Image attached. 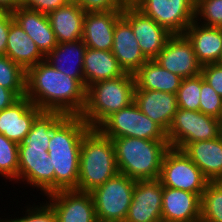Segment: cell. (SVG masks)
Here are the masks:
<instances>
[{
  "label": "cell",
  "instance_id": "obj_39",
  "mask_svg": "<svg viewBox=\"0 0 222 222\" xmlns=\"http://www.w3.org/2000/svg\"><path fill=\"white\" fill-rule=\"evenodd\" d=\"M72 0H21L20 6L48 14L60 7L68 5Z\"/></svg>",
  "mask_w": 222,
  "mask_h": 222
},
{
  "label": "cell",
  "instance_id": "obj_36",
  "mask_svg": "<svg viewBox=\"0 0 222 222\" xmlns=\"http://www.w3.org/2000/svg\"><path fill=\"white\" fill-rule=\"evenodd\" d=\"M25 215L18 219H8L9 222H57L56 215L52 207L46 202L40 203V206L35 205L25 209Z\"/></svg>",
  "mask_w": 222,
  "mask_h": 222
},
{
  "label": "cell",
  "instance_id": "obj_28",
  "mask_svg": "<svg viewBox=\"0 0 222 222\" xmlns=\"http://www.w3.org/2000/svg\"><path fill=\"white\" fill-rule=\"evenodd\" d=\"M135 87L140 90L176 94L183 78L162 68L155 59L147 60L134 74Z\"/></svg>",
  "mask_w": 222,
  "mask_h": 222
},
{
  "label": "cell",
  "instance_id": "obj_12",
  "mask_svg": "<svg viewBox=\"0 0 222 222\" xmlns=\"http://www.w3.org/2000/svg\"><path fill=\"white\" fill-rule=\"evenodd\" d=\"M122 16L130 23L143 55L148 60L155 59L172 33L143 14L130 1L124 4Z\"/></svg>",
  "mask_w": 222,
  "mask_h": 222
},
{
  "label": "cell",
  "instance_id": "obj_38",
  "mask_svg": "<svg viewBox=\"0 0 222 222\" xmlns=\"http://www.w3.org/2000/svg\"><path fill=\"white\" fill-rule=\"evenodd\" d=\"M203 79L222 97V65L218 63L202 66Z\"/></svg>",
  "mask_w": 222,
  "mask_h": 222
},
{
  "label": "cell",
  "instance_id": "obj_4",
  "mask_svg": "<svg viewBox=\"0 0 222 222\" xmlns=\"http://www.w3.org/2000/svg\"><path fill=\"white\" fill-rule=\"evenodd\" d=\"M115 147L118 172L136 180L159 179L167 140L133 137L110 138Z\"/></svg>",
  "mask_w": 222,
  "mask_h": 222
},
{
  "label": "cell",
  "instance_id": "obj_9",
  "mask_svg": "<svg viewBox=\"0 0 222 222\" xmlns=\"http://www.w3.org/2000/svg\"><path fill=\"white\" fill-rule=\"evenodd\" d=\"M159 180L163 187L196 193L200 198L209 182L183 150L171 147L162 159Z\"/></svg>",
  "mask_w": 222,
  "mask_h": 222
},
{
  "label": "cell",
  "instance_id": "obj_8",
  "mask_svg": "<svg viewBox=\"0 0 222 222\" xmlns=\"http://www.w3.org/2000/svg\"><path fill=\"white\" fill-rule=\"evenodd\" d=\"M97 129L109 138L167 140L166 132L133 102L108 116Z\"/></svg>",
  "mask_w": 222,
  "mask_h": 222
},
{
  "label": "cell",
  "instance_id": "obj_3",
  "mask_svg": "<svg viewBox=\"0 0 222 222\" xmlns=\"http://www.w3.org/2000/svg\"><path fill=\"white\" fill-rule=\"evenodd\" d=\"M117 173L112 139L103 135L97 128H90L81 141L77 190L91 192Z\"/></svg>",
  "mask_w": 222,
  "mask_h": 222
},
{
  "label": "cell",
  "instance_id": "obj_32",
  "mask_svg": "<svg viewBox=\"0 0 222 222\" xmlns=\"http://www.w3.org/2000/svg\"><path fill=\"white\" fill-rule=\"evenodd\" d=\"M18 143L0 134V175L18 182Z\"/></svg>",
  "mask_w": 222,
  "mask_h": 222
},
{
  "label": "cell",
  "instance_id": "obj_1",
  "mask_svg": "<svg viewBox=\"0 0 222 222\" xmlns=\"http://www.w3.org/2000/svg\"><path fill=\"white\" fill-rule=\"evenodd\" d=\"M86 88L45 60L26 71V97L42 111L80 116L86 105Z\"/></svg>",
  "mask_w": 222,
  "mask_h": 222
},
{
  "label": "cell",
  "instance_id": "obj_43",
  "mask_svg": "<svg viewBox=\"0 0 222 222\" xmlns=\"http://www.w3.org/2000/svg\"><path fill=\"white\" fill-rule=\"evenodd\" d=\"M218 64L222 65V52H221V56H220V59L218 61Z\"/></svg>",
  "mask_w": 222,
  "mask_h": 222
},
{
  "label": "cell",
  "instance_id": "obj_14",
  "mask_svg": "<svg viewBox=\"0 0 222 222\" xmlns=\"http://www.w3.org/2000/svg\"><path fill=\"white\" fill-rule=\"evenodd\" d=\"M163 186L159 179L137 180L124 222L162 221Z\"/></svg>",
  "mask_w": 222,
  "mask_h": 222
},
{
  "label": "cell",
  "instance_id": "obj_37",
  "mask_svg": "<svg viewBox=\"0 0 222 222\" xmlns=\"http://www.w3.org/2000/svg\"><path fill=\"white\" fill-rule=\"evenodd\" d=\"M85 12H106L111 10H123L127 0H72Z\"/></svg>",
  "mask_w": 222,
  "mask_h": 222
},
{
  "label": "cell",
  "instance_id": "obj_22",
  "mask_svg": "<svg viewBox=\"0 0 222 222\" xmlns=\"http://www.w3.org/2000/svg\"><path fill=\"white\" fill-rule=\"evenodd\" d=\"M184 34L202 66L218 63L222 52V27L204 26L194 20Z\"/></svg>",
  "mask_w": 222,
  "mask_h": 222
},
{
  "label": "cell",
  "instance_id": "obj_41",
  "mask_svg": "<svg viewBox=\"0 0 222 222\" xmlns=\"http://www.w3.org/2000/svg\"><path fill=\"white\" fill-rule=\"evenodd\" d=\"M18 99L11 90L0 86V111L11 106Z\"/></svg>",
  "mask_w": 222,
  "mask_h": 222
},
{
  "label": "cell",
  "instance_id": "obj_40",
  "mask_svg": "<svg viewBox=\"0 0 222 222\" xmlns=\"http://www.w3.org/2000/svg\"><path fill=\"white\" fill-rule=\"evenodd\" d=\"M14 20L10 11L0 9V54L5 55L10 23Z\"/></svg>",
  "mask_w": 222,
  "mask_h": 222
},
{
  "label": "cell",
  "instance_id": "obj_18",
  "mask_svg": "<svg viewBox=\"0 0 222 222\" xmlns=\"http://www.w3.org/2000/svg\"><path fill=\"white\" fill-rule=\"evenodd\" d=\"M111 51L125 73L134 74L148 60L140 49L130 23L123 16L116 21Z\"/></svg>",
  "mask_w": 222,
  "mask_h": 222
},
{
  "label": "cell",
  "instance_id": "obj_2",
  "mask_svg": "<svg viewBox=\"0 0 222 222\" xmlns=\"http://www.w3.org/2000/svg\"><path fill=\"white\" fill-rule=\"evenodd\" d=\"M89 129L81 116L67 115L53 127L47 149L54 169V192L77 190L81 141Z\"/></svg>",
  "mask_w": 222,
  "mask_h": 222
},
{
  "label": "cell",
  "instance_id": "obj_10",
  "mask_svg": "<svg viewBox=\"0 0 222 222\" xmlns=\"http://www.w3.org/2000/svg\"><path fill=\"white\" fill-rule=\"evenodd\" d=\"M130 2L172 34H184L195 20V0H130Z\"/></svg>",
  "mask_w": 222,
  "mask_h": 222
},
{
  "label": "cell",
  "instance_id": "obj_34",
  "mask_svg": "<svg viewBox=\"0 0 222 222\" xmlns=\"http://www.w3.org/2000/svg\"><path fill=\"white\" fill-rule=\"evenodd\" d=\"M195 21L204 26L222 27V0H195Z\"/></svg>",
  "mask_w": 222,
  "mask_h": 222
},
{
  "label": "cell",
  "instance_id": "obj_24",
  "mask_svg": "<svg viewBox=\"0 0 222 222\" xmlns=\"http://www.w3.org/2000/svg\"><path fill=\"white\" fill-rule=\"evenodd\" d=\"M86 48L82 39L59 43L45 56V61L84 86L83 60Z\"/></svg>",
  "mask_w": 222,
  "mask_h": 222
},
{
  "label": "cell",
  "instance_id": "obj_30",
  "mask_svg": "<svg viewBox=\"0 0 222 222\" xmlns=\"http://www.w3.org/2000/svg\"><path fill=\"white\" fill-rule=\"evenodd\" d=\"M200 220L222 222V184L209 181L201 195Z\"/></svg>",
  "mask_w": 222,
  "mask_h": 222
},
{
  "label": "cell",
  "instance_id": "obj_19",
  "mask_svg": "<svg viewBox=\"0 0 222 222\" xmlns=\"http://www.w3.org/2000/svg\"><path fill=\"white\" fill-rule=\"evenodd\" d=\"M134 103L165 132L178 110L176 94L164 91L140 90L135 87Z\"/></svg>",
  "mask_w": 222,
  "mask_h": 222
},
{
  "label": "cell",
  "instance_id": "obj_42",
  "mask_svg": "<svg viewBox=\"0 0 222 222\" xmlns=\"http://www.w3.org/2000/svg\"><path fill=\"white\" fill-rule=\"evenodd\" d=\"M21 0H0V9L12 12L20 7Z\"/></svg>",
  "mask_w": 222,
  "mask_h": 222
},
{
  "label": "cell",
  "instance_id": "obj_23",
  "mask_svg": "<svg viewBox=\"0 0 222 222\" xmlns=\"http://www.w3.org/2000/svg\"><path fill=\"white\" fill-rule=\"evenodd\" d=\"M183 151L209 181L222 178V134L212 140L189 143Z\"/></svg>",
  "mask_w": 222,
  "mask_h": 222
},
{
  "label": "cell",
  "instance_id": "obj_13",
  "mask_svg": "<svg viewBox=\"0 0 222 222\" xmlns=\"http://www.w3.org/2000/svg\"><path fill=\"white\" fill-rule=\"evenodd\" d=\"M155 60L162 68L183 79L197 76L202 71L191 41L185 34H172Z\"/></svg>",
  "mask_w": 222,
  "mask_h": 222
},
{
  "label": "cell",
  "instance_id": "obj_20",
  "mask_svg": "<svg viewBox=\"0 0 222 222\" xmlns=\"http://www.w3.org/2000/svg\"><path fill=\"white\" fill-rule=\"evenodd\" d=\"M200 201L196 193L163 187L162 221L199 222Z\"/></svg>",
  "mask_w": 222,
  "mask_h": 222
},
{
  "label": "cell",
  "instance_id": "obj_25",
  "mask_svg": "<svg viewBox=\"0 0 222 222\" xmlns=\"http://www.w3.org/2000/svg\"><path fill=\"white\" fill-rule=\"evenodd\" d=\"M85 11L74 1L47 14L59 43L82 39Z\"/></svg>",
  "mask_w": 222,
  "mask_h": 222
},
{
  "label": "cell",
  "instance_id": "obj_7",
  "mask_svg": "<svg viewBox=\"0 0 222 222\" xmlns=\"http://www.w3.org/2000/svg\"><path fill=\"white\" fill-rule=\"evenodd\" d=\"M222 134L220 119L200 111L178 108L166 132L171 148L183 150L189 143L212 140Z\"/></svg>",
  "mask_w": 222,
  "mask_h": 222
},
{
  "label": "cell",
  "instance_id": "obj_5",
  "mask_svg": "<svg viewBox=\"0 0 222 222\" xmlns=\"http://www.w3.org/2000/svg\"><path fill=\"white\" fill-rule=\"evenodd\" d=\"M133 74L98 81L86 90V105L80 115L90 128H97L108 116L134 102Z\"/></svg>",
  "mask_w": 222,
  "mask_h": 222
},
{
  "label": "cell",
  "instance_id": "obj_35",
  "mask_svg": "<svg viewBox=\"0 0 222 222\" xmlns=\"http://www.w3.org/2000/svg\"><path fill=\"white\" fill-rule=\"evenodd\" d=\"M199 111L221 119L222 115V97L203 79L201 75V91Z\"/></svg>",
  "mask_w": 222,
  "mask_h": 222
},
{
  "label": "cell",
  "instance_id": "obj_44",
  "mask_svg": "<svg viewBox=\"0 0 222 222\" xmlns=\"http://www.w3.org/2000/svg\"><path fill=\"white\" fill-rule=\"evenodd\" d=\"M0 222H9V220L7 218H5V220L0 218Z\"/></svg>",
  "mask_w": 222,
  "mask_h": 222
},
{
  "label": "cell",
  "instance_id": "obj_15",
  "mask_svg": "<svg viewBox=\"0 0 222 222\" xmlns=\"http://www.w3.org/2000/svg\"><path fill=\"white\" fill-rule=\"evenodd\" d=\"M57 222H98L90 192L61 190L47 195Z\"/></svg>",
  "mask_w": 222,
  "mask_h": 222
},
{
  "label": "cell",
  "instance_id": "obj_31",
  "mask_svg": "<svg viewBox=\"0 0 222 222\" xmlns=\"http://www.w3.org/2000/svg\"><path fill=\"white\" fill-rule=\"evenodd\" d=\"M0 86L11 90L18 98L26 95V71L10 58H0Z\"/></svg>",
  "mask_w": 222,
  "mask_h": 222
},
{
  "label": "cell",
  "instance_id": "obj_11",
  "mask_svg": "<svg viewBox=\"0 0 222 222\" xmlns=\"http://www.w3.org/2000/svg\"><path fill=\"white\" fill-rule=\"evenodd\" d=\"M47 148L18 146V180L27 181L33 188L39 189L43 196L54 193V169Z\"/></svg>",
  "mask_w": 222,
  "mask_h": 222
},
{
  "label": "cell",
  "instance_id": "obj_26",
  "mask_svg": "<svg viewBox=\"0 0 222 222\" xmlns=\"http://www.w3.org/2000/svg\"><path fill=\"white\" fill-rule=\"evenodd\" d=\"M112 51L86 48L83 60L84 87L124 75Z\"/></svg>",
  "mask_w": 222,
  "mask_h": 222
},
{
  "label": "cell",
  "instance_id": "obj_16",
  "mask_svg": "<svg viewBox=\"0 0 222 222\" xmlns=\"http://www.w3.org/2000/svg\"><path fill=\"white\" fill-rule=\"evenodd\" d=\"M41 112L26 96L19 98L0 111V134L18 144L22 143Z\"/></svg>",
  "mask_w": 222,
  "mask_h": 222
},
{
  "label": "cell",
  "instance_id": "obj_6",
  "mask_svg": "<svg viewBox=\"0 0 222 222\" xmlns=\"http://www.w3.org/2000/svg\"><path fill=\"white\" fill-rule=\"evenodd\" d=\"M136 181L118 172L90 192L98 222L125 221Z\"/></svg>",
  "mask_w": 222,
  "mask_h": 222
},
{
  "label": "cell",
  "instance_id": "obj_33",
  "mask_svg": "<svg viewBox=\"0 0 222 222\" xmlns=\"http://www.w3.org/2000/svg\"><path fill=\"white\" fill-rule=\"evenodd\" d=\"M201 91V74L182 80L176 97L178 108L199 111Z\"/></svg>",
  "mask_w": 222,
  "mask_h": 222
},
{
  "label": "cell",
  "instance_id": "obj_17",
  "mask_svg": "<svg viewBox=\"0 0 222 222\" xmlns=\"http://www.w3.org/2000/svg\"><path fill=\"white\" fill-rule=\"evenodd\" d=\"M122 10L86 12L83 19L82 40L87 48L111 51L116 21Z\"/></svg>",
  "mask_w": 222,
  "mask_h": 222
},
{
  "label": "cell",
  "instance_id": "obj_29",
  "mask_svg": "<svg viewBox=\"0 0 222 222\" xmlns=\"http://www.w3.org/2000/svg\"><path fill=\"white\" fill-rule=\"evenodd\" d=\"M65 115L58 111H42L34 120L30 132L18 146L48 147L53 127Z\"/></svg>",
  "mask_w": 222,
  "mask_h": 222
},
{
  "label": "cell",
  "instance_id": "obj_27",
  "mask_svg": "<svg viewBox=\"0 0 222 222\" xmlns=\"http://www.w3.org/2000/svg\"><path fill=\"white\" fill-rule=\"evenodd\" d=\"M5 56L19 64L25 71L45 60L36 43L15 20L10 23Z\"/></svg>",
  "mask_w": 222,
  "mask_h": 222
},
{
  "label": "cell",
  "instance_id": "obj_21",
  "mask_svg": "<svg viewBox=\"0 0 222 222\" xmlns=\"http://www.w3.org/2000/svg\"><path fill=\"white\" fill-rule=\"evenodd\" d=\"M11 13L14 20L33 39L44 56L58 45L47 14L21 6Z\"/></svg>",
  "mask_w": 222,
  "mask_h": 222
}]
</instances>
